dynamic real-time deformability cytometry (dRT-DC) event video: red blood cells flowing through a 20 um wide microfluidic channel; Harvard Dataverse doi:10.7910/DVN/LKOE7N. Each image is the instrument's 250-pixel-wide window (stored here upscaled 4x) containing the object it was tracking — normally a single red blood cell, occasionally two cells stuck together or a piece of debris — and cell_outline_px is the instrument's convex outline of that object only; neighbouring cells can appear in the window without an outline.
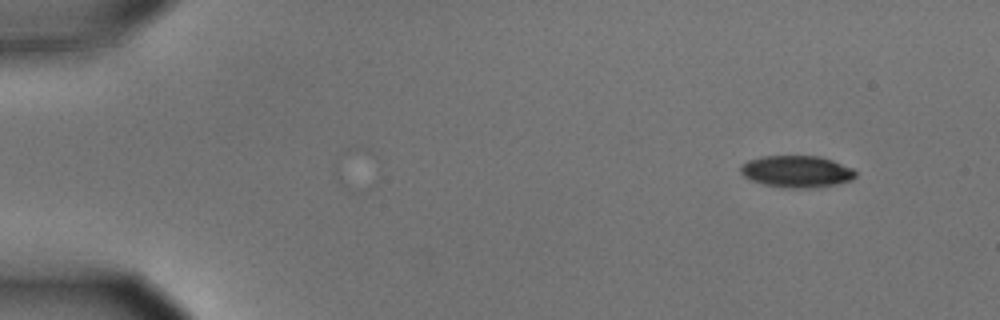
{"species": "common noctule bat (a hibernating species)", "species_latin": "Nyctalus noctula", "temperature_condition": "cold", "stored_images_in_passage": 5, "camera_frame_rate_fps": 3000, "um_per_image_px": 0.085, "animal": {"sex": "male", "body_mass_g": 15.6}, "frame": {"image": 1, "passage_image": 1, "time_ms": 0.0, "image_size_px": [1000, 320], "cell_outline_px": [[856, 176], [852, 180], [836, 184], [812, 188], [788, 188], [764, 184], [752, 180], [744, 176], [740, 172], [740, 164], [748, 160], [760, 156], [820, 156], [832, 160], [852, 168], [856, 172]], "centroid_in_image_um": [67.71, 14.57], "position_along_channel_um": 17.3, "area_um2": 21.39}}
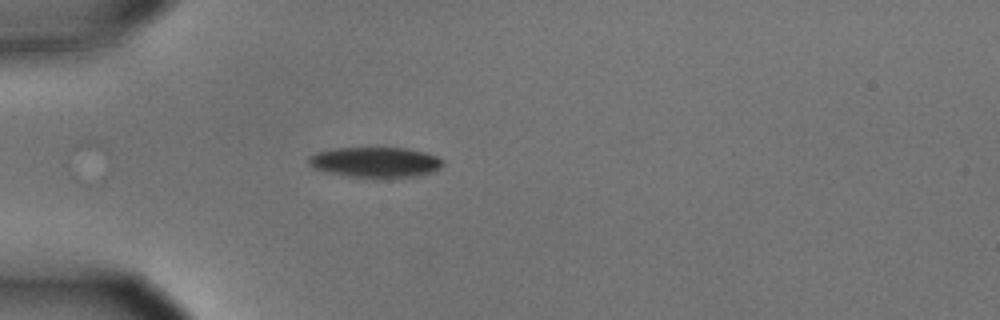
{"frame": {"image": 2, "passage_image": 4, "time_ms": 1.0, "image_size_px": [1000, 320], "cell_outline_px": [[444, 164], [436, 172], [420, 176], [388, 180], [376, 180], [348, 176], [324, 172], [308, 164], [308, 156], [316, 152], [332, 148], [408, 148], [424, 152], [436, 156], [444, 160]], "centroid_in_image_um": [31.95, 13.83], "position_along_channel_um": 53.0, "area_um2": 24.85}}